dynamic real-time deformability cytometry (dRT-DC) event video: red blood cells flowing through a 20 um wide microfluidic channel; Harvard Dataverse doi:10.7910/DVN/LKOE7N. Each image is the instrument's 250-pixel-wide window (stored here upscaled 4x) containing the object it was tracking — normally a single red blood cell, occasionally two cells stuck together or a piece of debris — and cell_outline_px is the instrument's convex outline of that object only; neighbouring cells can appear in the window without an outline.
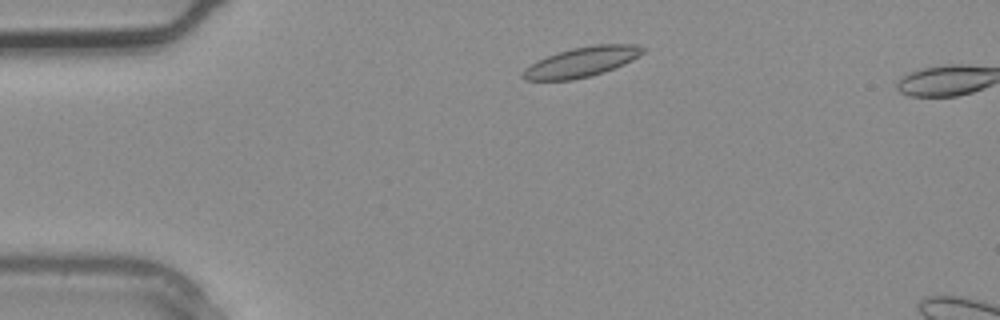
{"species": "common noctule bat (a hibernating species)", "species_latin": "Nyctalus noctula", "temperature_condition": "warm", "stored_images_in_passage": 3, "camera_frame_rate_fps": 3000, "um_per_image_px": 0.085, "animal": {"sex": "male", "body_mass_g": 20.4}, "frame": {"image": 1, "passage_image": 1, "time_ms": 0.0, "image_size_px": [1000, 320], "cell_outline_px": [[648, 48], [644, 52], [632, 60], [624, 64], [604, 72], [572, 80], [524, 80], [520, 76], [520, 72], [524, 68], [536, 60], [572, 48], [596, 44], [636, 44]], "centroid_in_image_um": [49.43, 5.26], "position_along_channel_um": 35.6, "area_um2": 20.98}}